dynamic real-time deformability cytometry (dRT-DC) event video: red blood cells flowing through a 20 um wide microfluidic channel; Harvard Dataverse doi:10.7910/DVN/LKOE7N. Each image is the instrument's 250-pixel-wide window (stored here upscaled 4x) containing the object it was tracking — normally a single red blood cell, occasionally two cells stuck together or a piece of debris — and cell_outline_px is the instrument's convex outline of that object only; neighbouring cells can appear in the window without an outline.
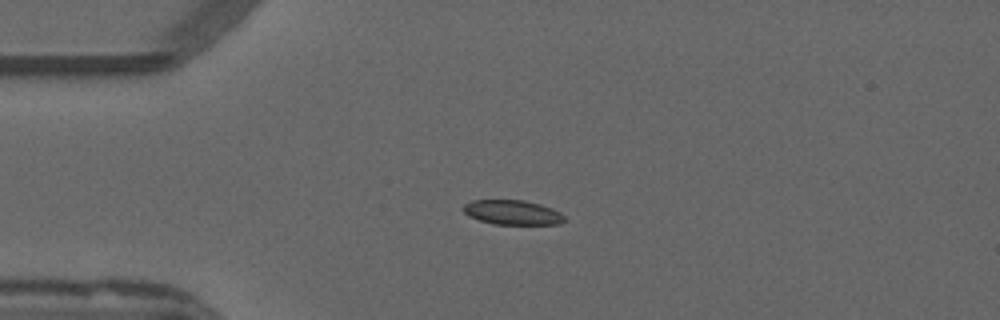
{"species": "common noctule bat (a hibernating species)", "species_latin": "Nyctalus noctula", "temperature_condition": "warm", "stored_images_in_passage": 41, "camera_frame_rate_fps": 3000, "um_per_image_px": 0.085, "animal": {"sex": "male", "forearm_length_mm": 52.5}, "frame": {"image": 1, "passage_image": 1, "time_ms": 0.0, "image_size_px": [1000, 320], "cell_outline_px": [[564, 220], [560, 224], [492, 224], [468, 216], [460, 208], [464, 204], [472, 200], [524, 200], [540, 204], [552, 208], [560, 212], [564, 216]], "centroid_in_image_um": [43.52, 18.05], "position_along_channel_um": 41.5, "area_um2": 14.57}}
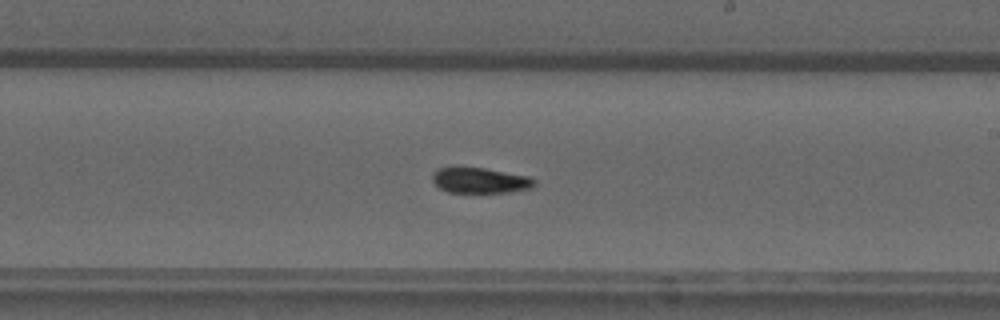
{"frame": {"image": 2, "passage_image": 19, "time_ms": 6.0, "image_size_px": [1000, 320], "cell_outline_px": [[536, 184], [532, 188], [508, 192], [448, 192], [440, 188], [432, 180], [432, 172], [440, 168], [484, 168], [528, 176], [536, 180]], "centroid_in_image_um": [40.83, 15.34], "position_along_channel_um": 248.2, "area_um2": 14.97}}
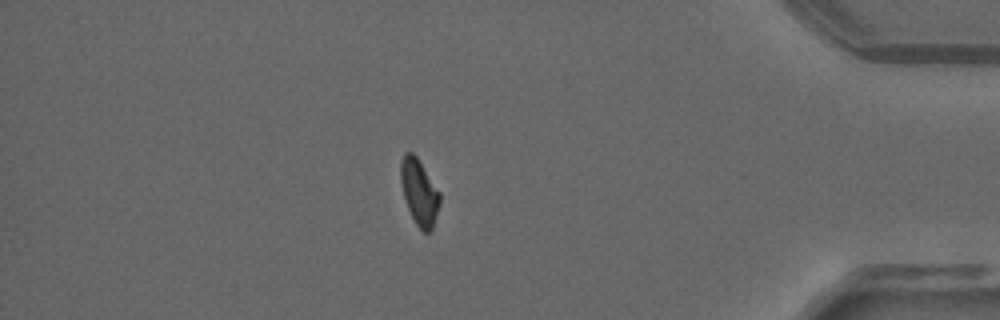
{"frame": {"image": 3, "passage_image": 34, "time_ms": 11.0, "image_size_px": [1000, 320], "cell_outline_px": [[440, 204], [432, 232], [424, 232], [416, 224], [408, 208], [400, 184], [400, 160], [404, 152], [412, 152], [416, 156], [440, 192]], "centroid_in_image_um": [35.63, 16.33], "position_along_channel_um": 399.6, "area_um2": 15.09}, "authors_computed_cell_mechanics": {"area_um2": 15.317, "velocity_mm_per_s": 3.8404, "shape_relaxation_time_tau1_ms": 8.6697, "shape_relaxation_time_tau2_ms": 6.1317, "deformation_change_tau1": 0.1879, "deformation_change_tau2": 0.1094}}